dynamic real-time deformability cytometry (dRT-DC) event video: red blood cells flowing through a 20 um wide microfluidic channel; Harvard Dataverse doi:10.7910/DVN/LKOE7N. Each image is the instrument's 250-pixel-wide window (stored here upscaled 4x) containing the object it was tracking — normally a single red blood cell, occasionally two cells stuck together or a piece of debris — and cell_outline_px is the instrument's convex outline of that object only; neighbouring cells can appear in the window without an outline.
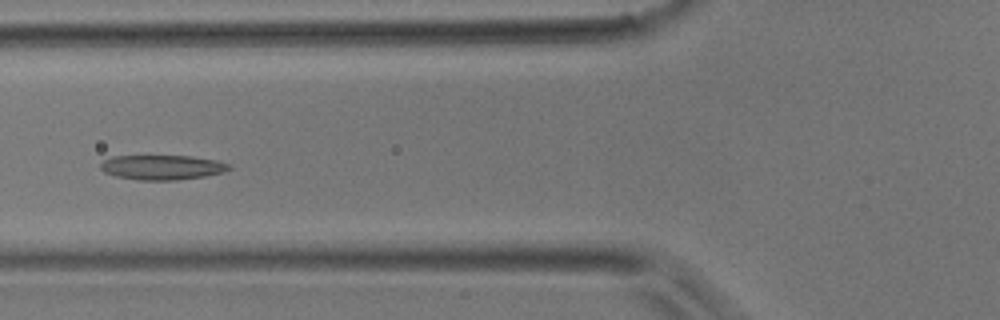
{"species": "common noctule bat (a hibernating species)", "species_latin": "Nyctalus noctula", "temperature_condition": "room temperature", "stored_images_in_passage": 3, "camera_frame_rate_fps": 3000, "um_per_image_px": 0.085, "animal": {"sex": "male", "body_mass_g": 17.9}, "frame": {"image": 1, "passage_image": 3, "time_ms": 0.667, "image_size_px": [1000, 320], "cell_outline_px": [[232, 168], [224, 172], [204, 176], [176, 180], [136, 180], [116, 176], [104, 172], [100, 168], [100, 164], [104, 160], [112, 156], [192, 156], [216, 160], [232, 164]], "centroid_in_image_um": [13.8, 14.22], "position_along_channel_um": 112.0, "area_um2": 18.61}}